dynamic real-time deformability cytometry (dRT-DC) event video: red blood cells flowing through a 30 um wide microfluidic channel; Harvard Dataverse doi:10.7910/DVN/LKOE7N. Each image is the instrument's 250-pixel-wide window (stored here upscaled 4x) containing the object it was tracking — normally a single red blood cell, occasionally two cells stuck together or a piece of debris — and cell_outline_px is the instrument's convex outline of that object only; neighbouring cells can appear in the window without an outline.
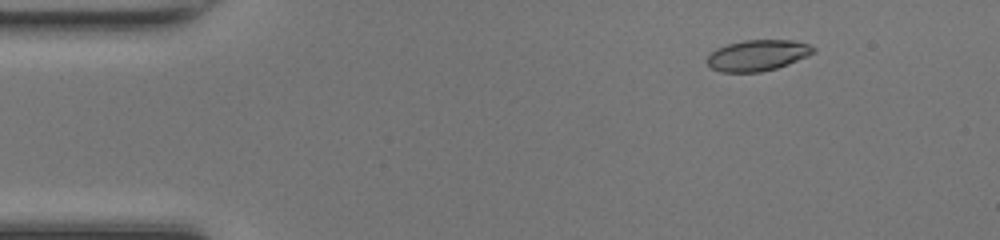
{"species": "common noctule bat (a hibernating species)", "species_latin": "Nyctalus noctula", "temperature_condition": "room temperature", "stored_images_in_passage": 50, "camera_frame_rate_fps": 3000, "um_per_image_px": 0.085, "animal": {"sex": "female", "body_mass_g": 17.0, "forearm_length_mm": 48.0}, "frame": {"image": 1, "passage_image": 7, "time_ms": 2.0, "image_size_px": [1000, 240], "cell_outline_px": [[816, 52], [808, 56], [788, 64], [776, 68], [760, 72], [720, 72], [712, 68], [708, 64], [708, 56], [716, 48], [728, 44], [744, 40], [796, 40], [808, 44], [816, 48]], "centroid_in_image_um": [64.43, 4.7], "position_along_channel_um": 20.6, "area_um2": 19.19}}
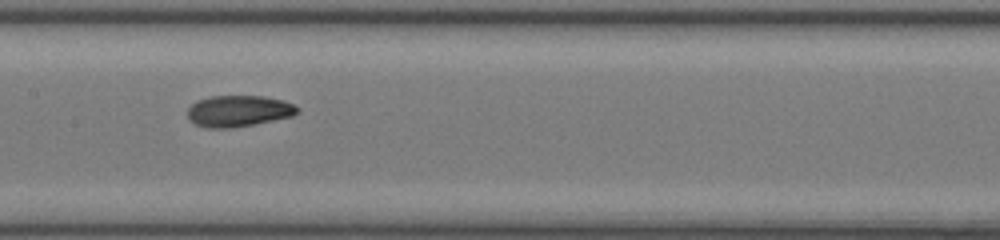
{"frame": {"image": 2, "passage_image": 25, "time_ms": 8.0, "image_size_px": [1000, 240], "cell_outline_px": [[300, 112], [292, 116], [232, 128], [208, 128], [196, 124], [188, 120], [188, 108], [196, 100], [212, 96], [264, 96], [284, 100], [300, 108]], "centroid_in_image_um": [20.27, 9.43], "position_along_channel_um": 187.1, "area_um2": 20.06}}
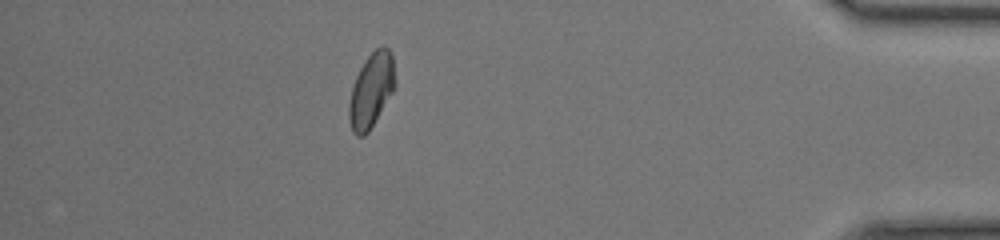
{"frame": {"image": 3, "passage_image": 44, "time_ms": 14.333, "image_size_px": [1000, 240], "cell_outline_px": [[396, 84], [392, 92], [368, 132], [364, 136], [356, 136], [352, 132], [348, 116], [348, 104], [352, 88], [356, 76], [364, 60], [380, 44], [384, 44], [392, 52], [396, 80]], "centroid_in_image_um": [31.56, 7.63], "position_along_channel_um": 403.6, "area_um2": 20.11}, "authors_computed_cell_mechanics": {"area_um2": 19.652, "velocity_mm_per_s": 4.2183, "shape_relaxation_time_tau1_ms": 4.0629, "shape_relaxation_time_tau2_ms": 2.1328, "deformation_change_tau1": 0.1292, "deformation_change_tau2": 0.0621}}